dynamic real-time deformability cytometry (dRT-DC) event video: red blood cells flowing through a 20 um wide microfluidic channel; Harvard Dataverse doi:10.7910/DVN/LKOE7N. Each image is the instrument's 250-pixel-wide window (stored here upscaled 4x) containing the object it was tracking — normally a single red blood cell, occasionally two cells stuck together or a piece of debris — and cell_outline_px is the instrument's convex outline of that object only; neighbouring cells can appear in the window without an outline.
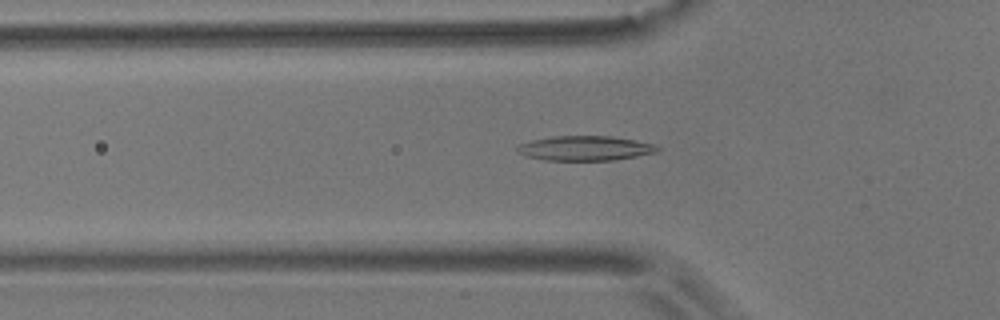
{"species": "common noctule bat (a hibernating species)", "species_latin": "Nyctalus noctula", "temperature_condition": "room temperature", "stored_images_in_passage": 56, "camera_frame_rate_fps": 3000, "um_per_image_px": 0.085, "animal": {"sex": "male", "body_mass_g": 17.9}, "frame": {"image": 1, "passage_image": 19, "time_ms": 6.0, "image_size_px": [1000, 320], "cell_outline_px": [[644, 152], [628, 156], [604, 160], [560, 160], [552, 156], [548, 152], [544, 140], [572, 136], [596, 136], [628, 140], [640, 144]], "centroid_in_image_um": [50.25, 12.59], "position_along_channel_um": 75.6, "area_um2": 13.87}}
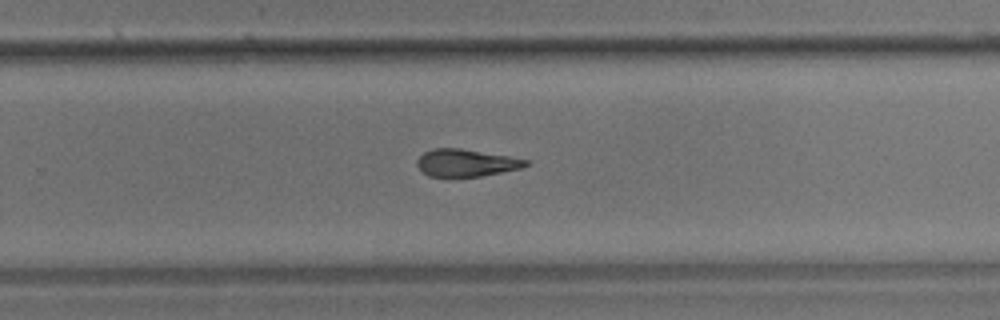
{"frame": {"image": 2, "passage_image": 37, "time_ms": 12.0, "image_size_px": [1000, 320], "cell_outline_px": [[528, 164], [512, 168], [476, 176], [432, 176], [424, 172], [420, 168], [420, 160], [428, 152], [444, 148], [448, 148], [524, 160]], "centroid_in_image_um": [39.52, 13.87], "position_along_channel_um": 290.3, "area_um2": 14.97}}
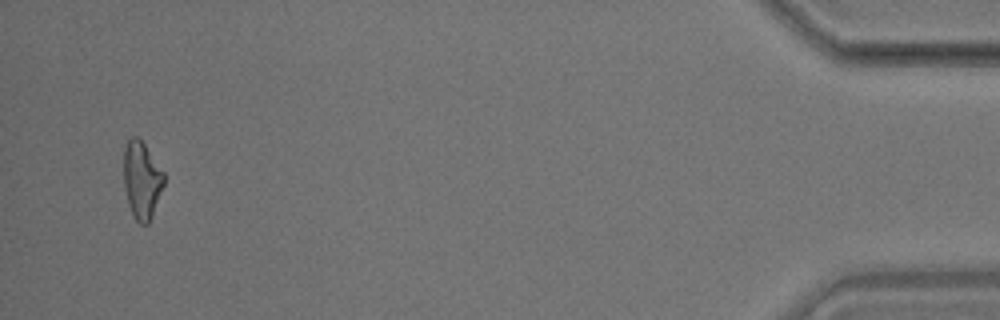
{"frame": {"image": 3, "passage_image": 55, "time_ms": 18.0, "image_size_px": [1000, 320], "cell_outline_px": [[164, 184], [148, 220], [144, 224], [136, 216], [132, 208], [128, 196], [124, 172], [124, 164], [128, 144], [140, 140], [164, 176]], "centroid_in_image_um": [12.08, 15.33], "position_along_channel_um": 423.1, "area_um2": 15.61}}